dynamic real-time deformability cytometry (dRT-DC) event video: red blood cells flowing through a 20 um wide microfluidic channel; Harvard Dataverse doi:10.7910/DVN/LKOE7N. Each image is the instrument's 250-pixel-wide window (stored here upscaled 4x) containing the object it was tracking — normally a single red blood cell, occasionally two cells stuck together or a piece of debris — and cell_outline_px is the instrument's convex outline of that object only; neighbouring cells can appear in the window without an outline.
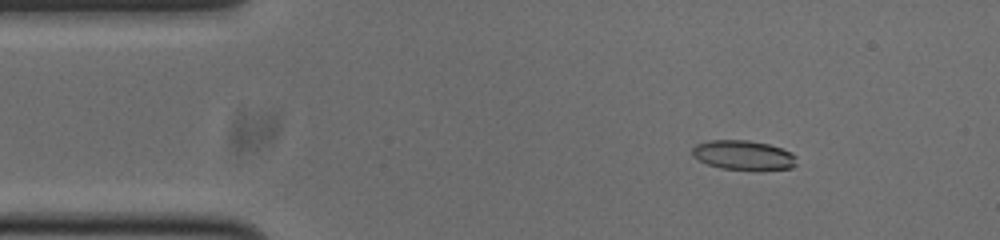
{"species": "common noctule bat (a hibernating species)", "species_latin": "Nyctalus noctula", "temperature_condition": "cold", "stored_images_in_passage": 52, "camera_frame_rate_fps": 3000, "um_per_image_px": 0.085, "animal": {"sex": "male", "body_mass_g": 20.0, "forearm_length_mm": 53.3}, "frame": {"image": 1, "passage_image": 6, "time_ms": 1.667, "image_size_px": [1000, 240], "cell_outline_px": [[796, 164], [792, 168], [720, 168], [708, 164], [692, 156], [692, 148], [696, 144], [708, 140], [748, 140], [768, 144], [792, 152], [796, 156]], "centroid_in_image_um": [63.16, 13.15], "position_along_channel_um": 21.8, "area_um2": 17.46}}
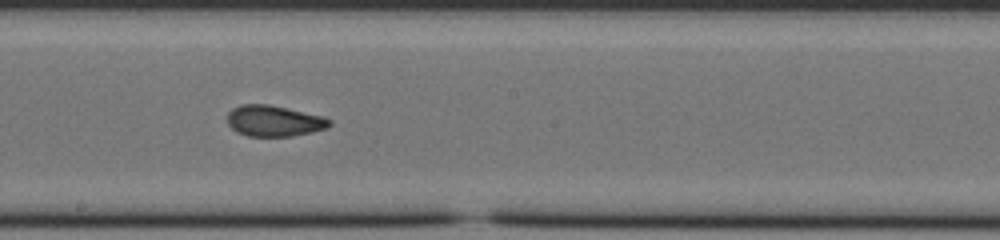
{"frame": {"image": 2, "passage_image": 27, "time_ms": 8.667, "image_size_px": [1000, 240], "cell_outline_px": [[332, 124], [328, 128], [312, 132], [292, 136], [248, 136], [236, 132], [228, 124], [228, 112], [232, 108], [240, 104], [268, 104], [324, 116], [332, 120]], "centroid_in_image_um": [23.31, 10.27], "position_along_channel_um": 224.9, "area_um2": 18.61}}
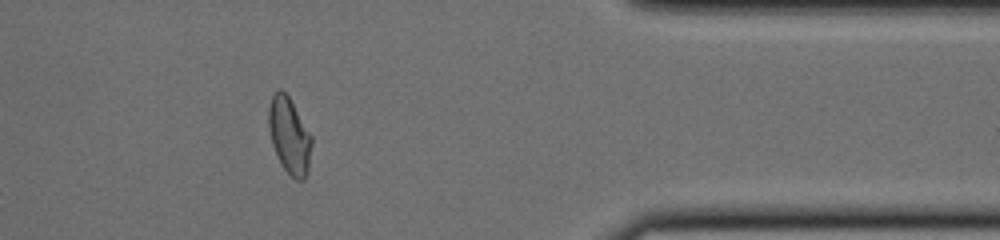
{"frame": {"image": 3, "passage_image": 42, "time_ms": 13.667, "image_size_px": [1000, 240], "cell_outline_px": [[312, 144], [308, 172], [304, 180], [296, 180], [284, 168], [272, 144], [268, 124], [268, 108], [272, 96], [280, 88], [288, 96], [312, 136]], "centroid_in_image_um": [24.61, 11.54], "position_along_channel_um": 386.8, "area_um2": 18.84}, "authors_computed_cell_mechanics": {"area_um2": 18.5827, "velocity_mm_per_s": 3.7782, "shape_relaxation_time_tau1_ms": 6.7812, "shape_relaxation_time_tau2_ms": 1.4765, "deformation_change_tau1": 0.2123, "deformation_change_tau2": 0.0737}}